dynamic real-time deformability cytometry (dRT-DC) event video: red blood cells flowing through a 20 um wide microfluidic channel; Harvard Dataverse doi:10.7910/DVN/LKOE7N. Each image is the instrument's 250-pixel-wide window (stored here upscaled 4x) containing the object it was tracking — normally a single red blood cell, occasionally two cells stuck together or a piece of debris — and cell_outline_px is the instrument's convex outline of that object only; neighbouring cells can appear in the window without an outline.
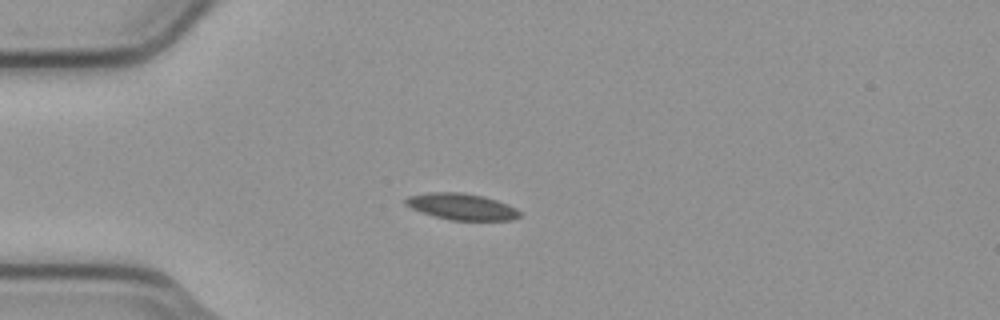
{"species": "common noctule bat (a hibernating species)", "species_latin": "Nyctalus noctula", "temperature_condition": "cold", "stored_images_in_passage": 8, "camera_frame_rate_fps": 3000, "um_per_image_px": 0.085, "animal": {"sex": "male", "body_mass_g": 23.1, "forearm_length_mm": 52.7}, "frame": {"image": 1, "passage_image": 3, "time_ms": 0.667, "image_size_px": [1000, 320], "cell_outline_px": [[520, 216], [512, 220], [448, 220], [420, 212], [404, 204], [404, 200], [408, 196], [428, 192], [464, 192], [484, 196], [508, 204], [516, 208], [520, 212]], "centroid_in_image_um": [39.22, 17.56], "position_along_channel_um": 45.8, "area_um2": 17.69}}
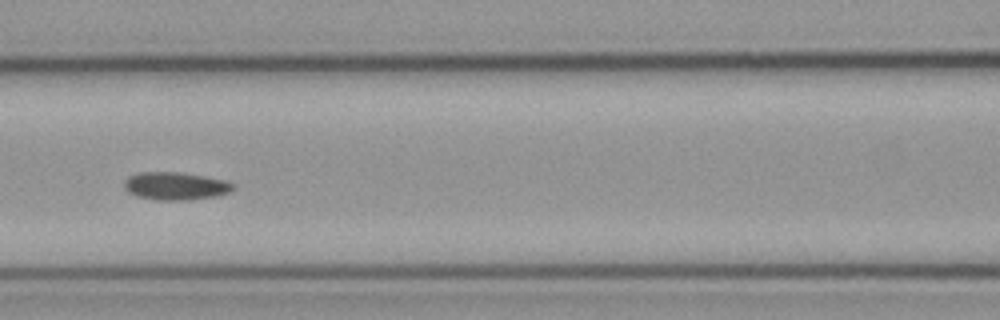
{"frame": {"image": 2, "passage_image": 6, "time_ms": 1.667, "image_size_px": [1000, 320], "cell_outline_px": [[236, 188], [228, 192], [216, 196], [188, 200], [156, 200], [136, 196], [128, 192], [124, 188], [124, 180], [128, 176], [140, 172], [180, 172], [204, 176], [224, 180], [236, 184]], "centroid_in_image_um": [14.91, 15.81], "position_along_channel_um": 151.7, "area_um2": 17.8}}
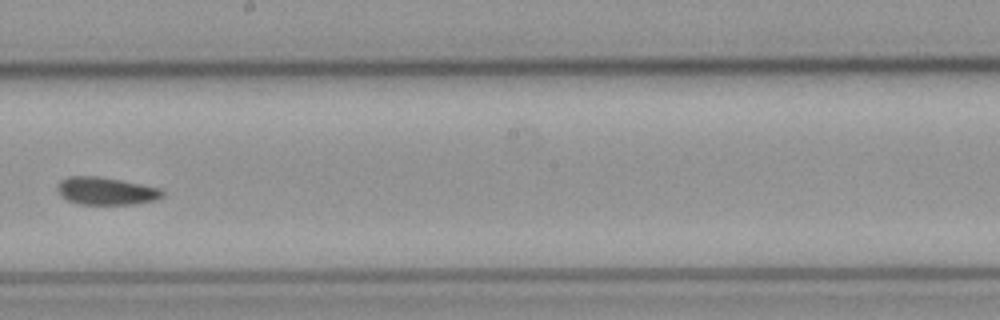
{"frame": {"image": 3, "passage_image": 8, "time_ms": 2.333, "image_size_px": [1000, 320], "cell_outline_px": [[164, 196], [156, 200], [136, 204], [76, 204], [60, 196], [56, 188], [60, 180], [72, 176], [96, 176], [120, 180], [160, 188], [164, 192]], "centroid_in_image_um": [9.0, 16.24], "position_along_channel_um": 239.2, "area_um2": 16.94}}